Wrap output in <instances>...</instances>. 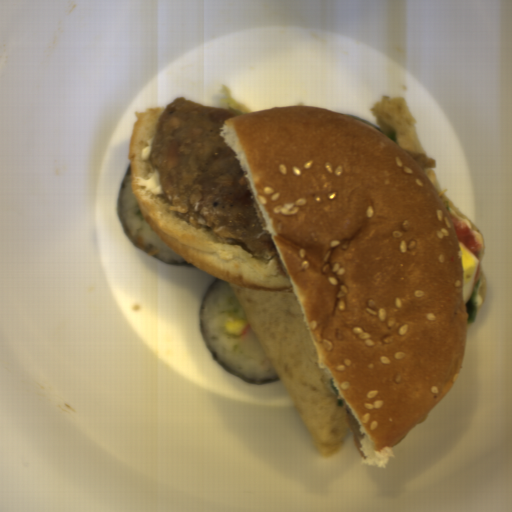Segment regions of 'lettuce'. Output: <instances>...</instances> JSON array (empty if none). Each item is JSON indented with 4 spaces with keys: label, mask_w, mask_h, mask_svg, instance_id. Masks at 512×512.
<instances>
[{
    "label": "lettuce",
    "mask_w": 512,
    "mask_h": 512,
    "mask_svg": "<svg viewBox=\"0 0 512 512\" xmlns=\"http://www.w3.org/2000/svg\"><path fill=\"white\" fill-rule=\"evenodd\" d=\"M479 283H480V279L478 277L476 282L473 283L470 298L464 304L465 311L468 315L467 324H471V325L476 322V317H477V313H478V305H477L476 295H477V291L479 288Z\"/></svg>",
    "instance_id": "obj_1"
}]
</instances>
